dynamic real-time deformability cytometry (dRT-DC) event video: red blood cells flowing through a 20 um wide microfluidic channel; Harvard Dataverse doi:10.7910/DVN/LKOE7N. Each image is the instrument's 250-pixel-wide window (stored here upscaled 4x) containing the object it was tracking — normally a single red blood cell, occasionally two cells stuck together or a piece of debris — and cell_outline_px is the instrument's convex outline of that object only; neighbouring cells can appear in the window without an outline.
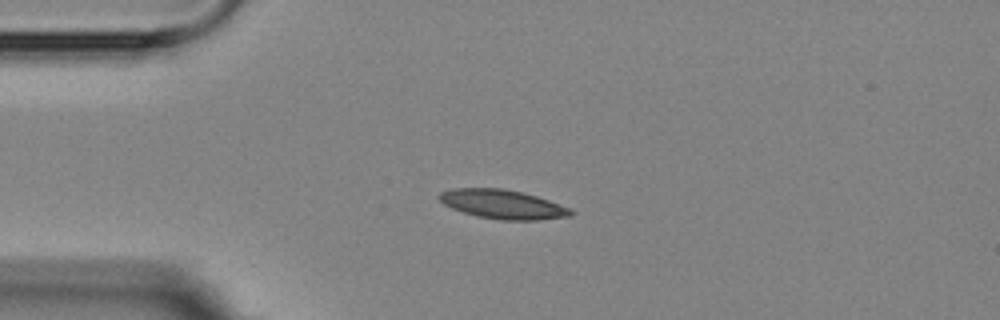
{"species": "Egyptian fruit bat (a non-hibernating species)", "species_latin": "Rousettus aegyptiacus", "temperature_condition": "room temperature", "stored_images_in_passage": 4, "camera_frame_rate_fps": 3000, "um_per_image_px": 0.085, "animal": {"sex": "female"}, "frame": {"image": 1, "passage_image": 3, "time_ms": 2.333, "image_size_px": [1000, 320], "cell_outline_px": [[572, 212], [568, 216], [536, 220], [500, 220], [476, 216], [452, 208], [444, 204], [436, 196], [440, 192], [452, 188], [504, 188], [524, 192], [548, 200], [568, 208]], "centroid_in_image_um": [42.65, 17.35], "position_along_channel_um": 42.3, "area_um2": 22.14}}